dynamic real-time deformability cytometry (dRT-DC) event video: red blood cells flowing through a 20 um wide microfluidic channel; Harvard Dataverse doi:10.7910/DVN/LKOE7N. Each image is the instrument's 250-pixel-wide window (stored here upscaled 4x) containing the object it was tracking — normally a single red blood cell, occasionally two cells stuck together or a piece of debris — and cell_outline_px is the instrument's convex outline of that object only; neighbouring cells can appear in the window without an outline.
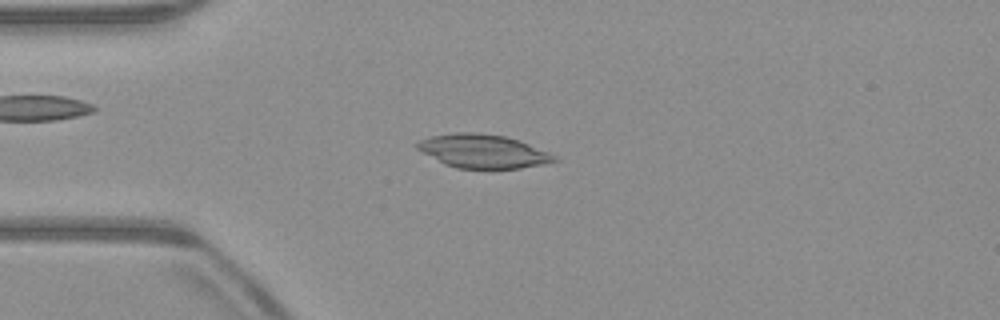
{"species": "common noctule bat (a hibernating species)", "species_latin": "Nyctalus noctula", "temperature_condition": "warm", "stored_images_in_passage": 49, "camera_frame_rate_fps": 3000, "um_per_image_px": 0.085, "animal": {"sex": "male", "body_mass_g": 23.1, "forearm_length_mm": 52.7}, "frame": {"image": 1, "passage_image": 10, "time_ms": 3.0, "image_size_px": [1000, 320], "cell_outline_px": [[560, 160], [544, 164], [520, 168], [456, 168], [444, 164], [416, 148], [412, 144], [428, 136], [456, 132], [480, 132], [504, 136], [520, 140], [548, 152], [556, 156]], "centroid_in_image_um": [41.03, 12.84], "position_along_channel_um": 44.0, "area_um2": 26.99}}
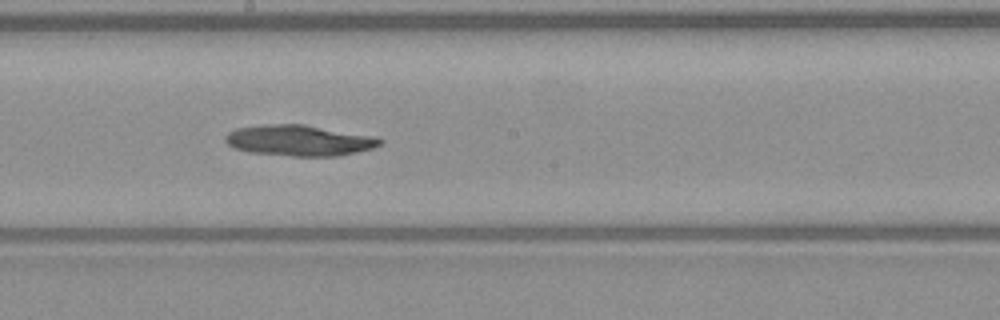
{"frame": {"image": 2, "passage_image": 25, "time_ms": 8.0, "image_size_px": [1000, 320], "cell_outline_px": [[384, 140], [380, 144], [372, 148], [340, 156], [292, 156], [248, 152], [236, 148], [228, 144], [224, 140], [224, 136], [228, 132], [236, 128], [264, 124], [304, 124], [376, 136]], "centroid_in_image_um": [25.43, 11.93], "position_along_channel_um": 222.8, "area_um2": 27.98}}
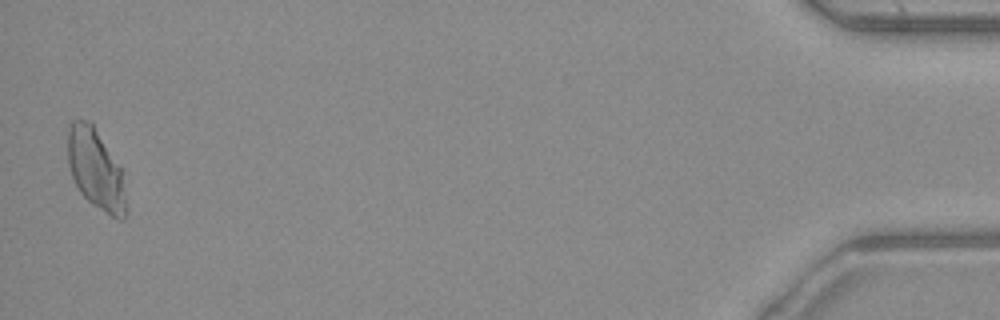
{"frame": {"image": 3, "passage_image": 48, "time_ms": 15.667, "image_size_px": [1000, 320], "cell_outline_px": [[128, 212], [124, 220], [120, 220], [112, 216], [92, 204], [80, 192], [72, 176], [68, 164], [68, 124], [72, 120], [92, 120], [120, 168]], "centroid_in_image_um": [8.13, 14.37], "position_along_channel_um": 427.1, "area_um2": 27.28}}